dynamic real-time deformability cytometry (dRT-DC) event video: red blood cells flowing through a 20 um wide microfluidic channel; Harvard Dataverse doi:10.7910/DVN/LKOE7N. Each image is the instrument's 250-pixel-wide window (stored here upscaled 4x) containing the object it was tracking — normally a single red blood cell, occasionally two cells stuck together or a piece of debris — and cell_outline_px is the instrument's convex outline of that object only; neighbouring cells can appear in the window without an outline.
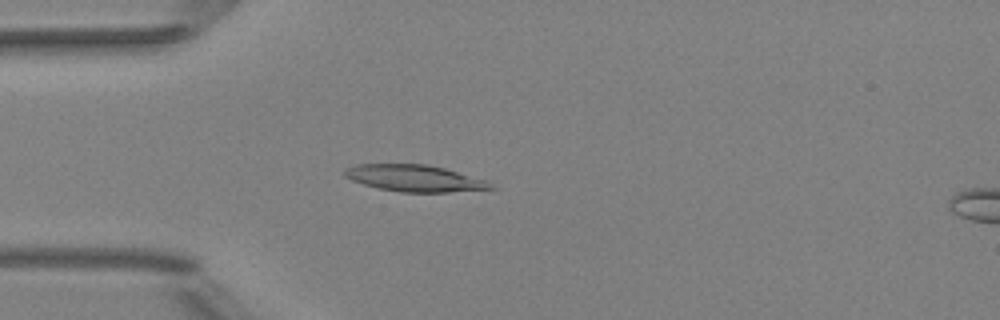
{"species": "Egyptian fruit bat (a non-hibernating species)", "species_latin": "Rousettus aegyptiacus", "temperature_condition": "room temperature", "stored_images_in_passage": 51, "camera_frame_rate_fps": 3000, "um_per_image_px": 0.085, "animal": {"sex": "female"}, "frame": {"image": 1, "passage_image": 14, "time_ms": 4.333, "image_size_px": [1000, 320], "cell_outline_px": [[496, 188], [448, 192], [400, 192], [380, 188], [364, 184], [352, 180], [344, 176], [344, 168], [356, 164], [428, 164], [444, 168], [488, 180]], "centroid_in_image_um": [35.25, 15.14], "position_along_channel_um": 49.8, "area_um2": 22.66}}
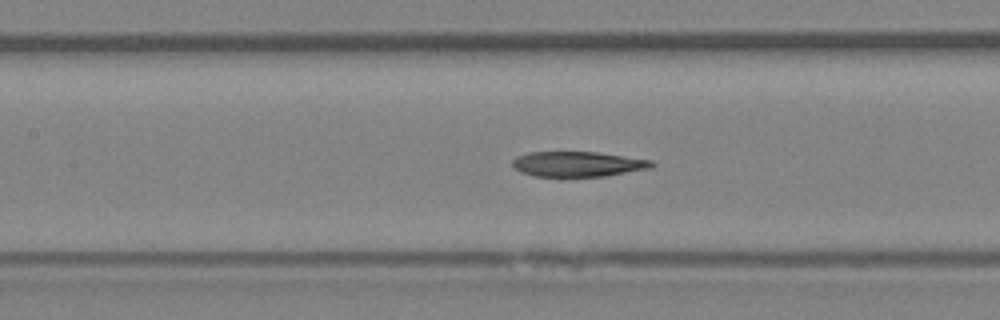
{"frame": {"image": 2, "passage_image": 23, "time_ms": 7.333, "image_size_px": [1000, 320], "cell_outline_px": [[656, 164], [652, 168], [604, 176], [532, 176], [520, 172], [512, 168], [512, 160], [516, 156], [528, 152], [596, 152], [652, 160]], "centroid_in_image_um": [49.08, 13.94], "position_along_channel_um": 158.3, "area_um2": 20.52}}
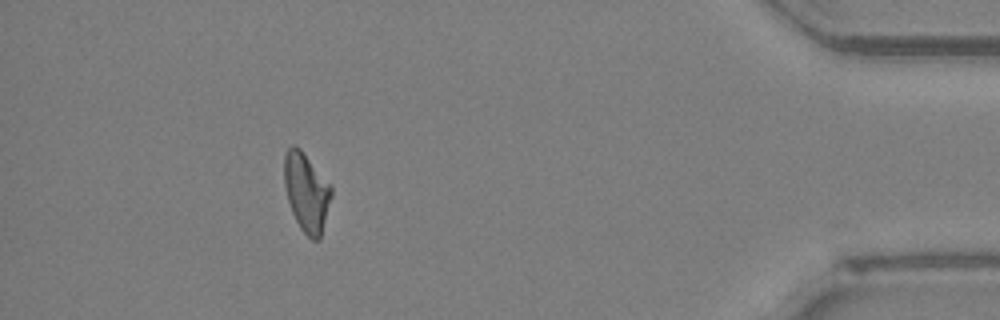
{"frame": {"image": 3, "passage_image": 46, "time_ms": 15.0, "image_size_px": [1000, 320], "cell_outline_px": [[332, 196], [320, 240], [312, 240], [300, 228], [292, 212], [288, 200], [284, 184], [284, 156], [288, 148], [292, 144], [296, 144], [300, 148], [332, 184]], "centroid_in_image_um": [26.07, 16.31], "position_along_channel_um": 409.1, "area_um2": 21.91}}